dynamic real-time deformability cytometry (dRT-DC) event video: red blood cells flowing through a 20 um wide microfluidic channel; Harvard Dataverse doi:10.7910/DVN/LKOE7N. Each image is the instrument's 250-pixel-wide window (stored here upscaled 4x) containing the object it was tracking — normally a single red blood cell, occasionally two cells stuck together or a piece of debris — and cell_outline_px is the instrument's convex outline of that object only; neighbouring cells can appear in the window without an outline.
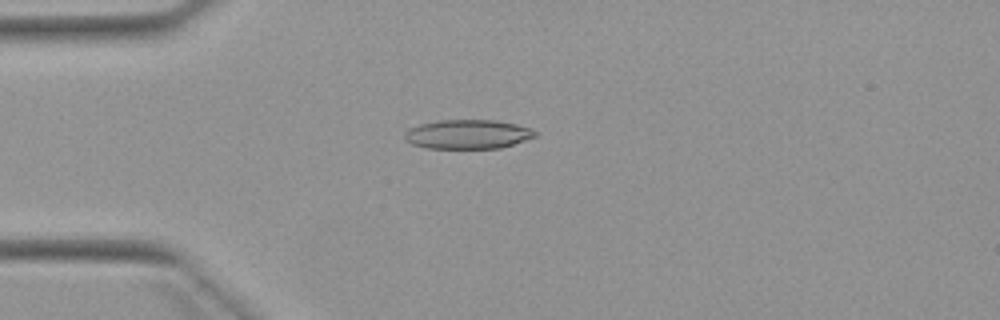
{"species": "Egyptian fruit bat (a non-hibernating species)", "species_latin": "Rousettus aegyptiacus", "temperature_condition": "warm", "stored_images_in_passage": 3, "camera_frame_rate_fps": 3000, "um_per_image_px": 0.085, "animal": {"sex": "female"}, "frame": {"image": 1, "passage_image": 3, "time_ms": 2.333, "image_size_px": [1000, 320], "cell_outline_px": [[536, 136], [500, 148], [424, 148], [412, 144], [404, 140], [404, 132], [408, 128], [420, 124], [436, 120], [496, 120], [516, 124], [532, 128], [536, 132]], "centroid_in_image_um": [39.71, 11.4], "position_along_channel_um": 45.3, "area_um2": 22.31}}